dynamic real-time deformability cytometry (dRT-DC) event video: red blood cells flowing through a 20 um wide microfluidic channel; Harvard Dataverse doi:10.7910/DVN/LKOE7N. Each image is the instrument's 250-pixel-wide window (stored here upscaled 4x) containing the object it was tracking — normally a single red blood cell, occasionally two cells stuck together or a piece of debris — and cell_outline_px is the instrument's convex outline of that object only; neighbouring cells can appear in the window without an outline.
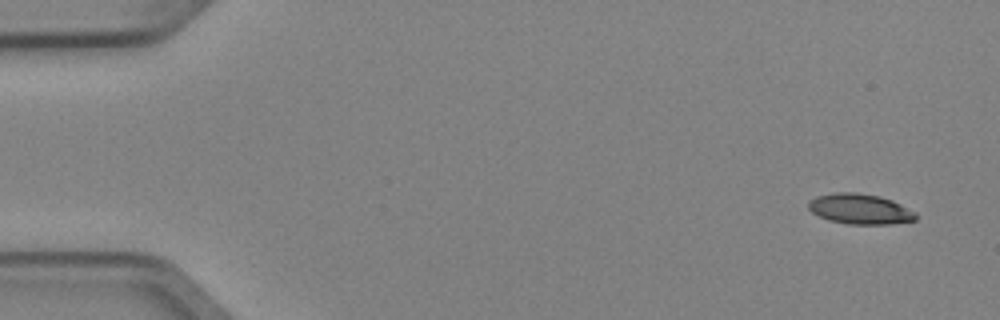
{"species": "Egyptian fruit bat (a non-hibernating species)", "species_latin": "Rousettus aegyptiacus", "temperature_condition": "cold", "stored_images_in_passage": 5, "camera_frame_rate_fps": 3000, "um_per_image_px": 0.085, "animal": {"sex": "female"}, "frame": {"image": 1, "passage_image": 1, "time_ms": 0.0, "image_size_px": [1000, 320], "cell_outline_px": [[916, 220], [892, 224], [848, 224], [828, 220], [812, 212], [808, 208], [808, 200], [816, 196], [836, 192], [856, 192], [880, 196], [892, 200], [916, 212]], "centroid_in_image_um": [73.09, 17.76], "position_along_channel_um": 11.9, "area_um2": 19.07}}
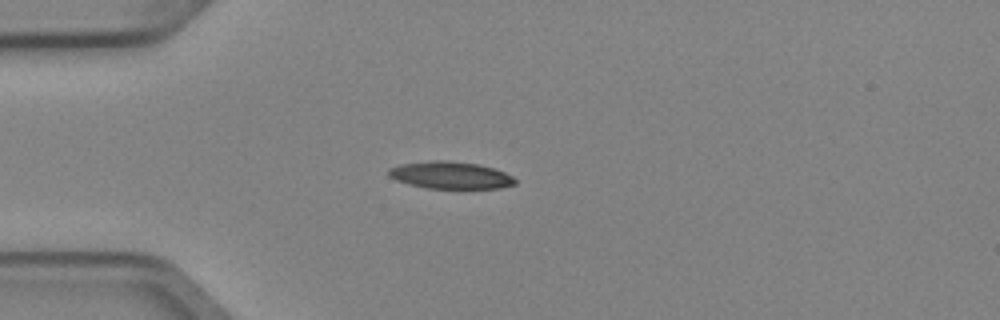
{"frame": {"image": 2, "passage_image": 4, "time_ms": 1.0, "image_size_px": [1000, 320], "cell_outline_px": [[516, 184], [500, 188], [428, 188], [408, 184], [396, 180], [388, 176], [388, 168], [400, 164], [432, 160], [448, 160], [480, 164], [504, 172], [512, 176], [516, 180]], "centroid_in_image_um": [38.27, 14.88], "position_along_channel_um": 46.7, "area_um2": 20.11}}